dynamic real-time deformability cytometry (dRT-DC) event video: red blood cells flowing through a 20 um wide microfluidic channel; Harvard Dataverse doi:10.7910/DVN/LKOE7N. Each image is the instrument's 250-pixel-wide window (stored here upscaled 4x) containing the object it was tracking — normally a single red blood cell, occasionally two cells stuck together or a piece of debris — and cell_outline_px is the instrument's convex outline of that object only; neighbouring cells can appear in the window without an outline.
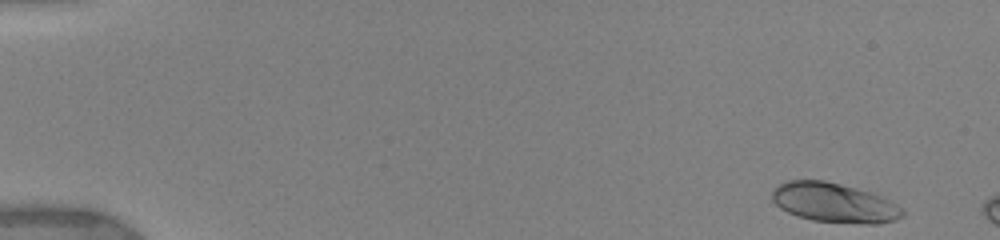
{"species": "human", "species_latin": "Homo sapiens", "temperature_condition": "warm", "stored_images_in_passage": 7, "camera_frame_rate_fps": 3000, "um_per_image_px": 0.085, "donor": {"sex": "female"}, "frame": {"image": 1, "passage_image": 2, "time_ms": 0.333, "image_size_px": [1000, 240], "cell_outline_px": [[904, 216], [896, 220], [880, 224], [864, 224], [812, 220], [796, 216], [780, 208], [772, 200], [772, 192], [780, 184], [788, 180], [824, 180], [856, 188], [880, 196], [904, 208]], "centroid_in_image_um": [70.93, 17.25], "position_along_channel_um": 14.1, "area_um2": 30.0}}
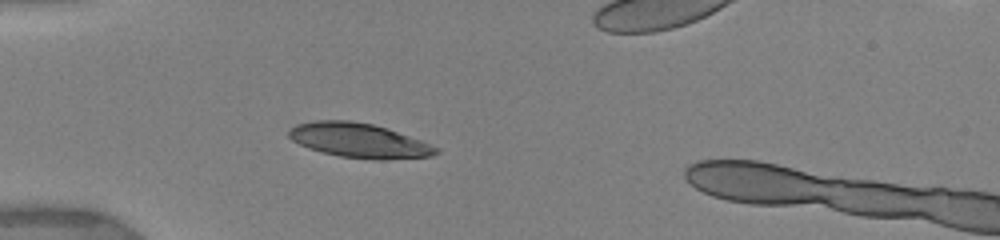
{"frame": {"image": 2, "passage_image": 7, "time_ms": 4.667, "image_size_px": [1000, 240], "cell_outline_px": [[440, 152], [432, 156], [384, 160], [376, 160], [340, 156], [308, 148], [292, 140], [288, 136], [288, 132], [296, 124], [316, 120], [348, 120], [372, 124], [420, 140], [440, 148]], "centroid_in_image_um": [30.52, 11.95], "position_along_channel_um": 54.5, "area_um2": 29.3}}